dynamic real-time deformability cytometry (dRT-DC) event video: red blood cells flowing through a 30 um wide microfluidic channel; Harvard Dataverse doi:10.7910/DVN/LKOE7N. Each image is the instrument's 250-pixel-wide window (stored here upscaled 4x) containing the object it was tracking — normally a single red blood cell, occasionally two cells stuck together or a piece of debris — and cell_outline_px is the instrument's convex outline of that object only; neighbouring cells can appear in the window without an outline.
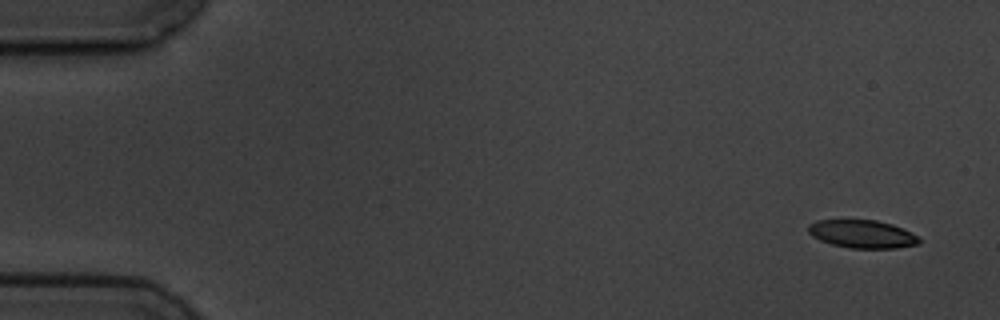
{"species": "common noctule bat (a hibernating species)", "species_latin": "Nyctalus noctula", "temperature_condition": "cold", "stored_images_in_passage": 5, "camera_frame_rate_fps": 3000, "um_per_image_px": 0.085, "animal": {"sex": "male", "body_mass_g": 19.5, "forearm_length_mm": 54.6}, "frame": {"image": 1, "passage_image": 1, "time_ms": 0.0, "image_size_px": [1000, 320], "cell_outline_px": [[920, 244], [896, 248], [848, 248], [832, 244], [820, 240], [812, 236], [808, 232], [808, 224], [816, 220], [876, 220], [892, 224], [912, 232], [920, 236]], "centroid_in_image_um": [73.31, 19.89], "position_along_channel_um": 11.7, "area_um2": 18.26}}
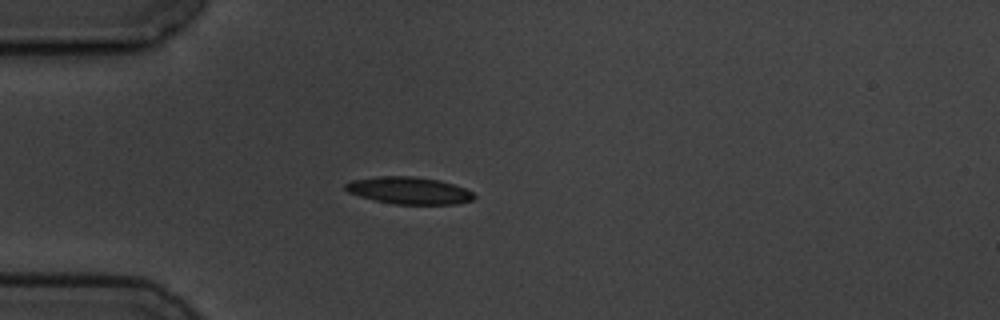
{"frame": {"image": 2, "passage_image": 5, "time_ms": 4.333, "image_size_px": [1000, 320], "cell_outline_px": [[476, 196], [472, 200], [456, 204], [396, 204], [376, 200], [360, 196], [348, 192], [344, 188], [344, 184], [352, 180], [376, 176], [412, 176], [440, 180], [464, 188], [472, 192]], "centroid_in_image_um": [34.76, 16.18], "position_along_channel_um": 50.2, "area_um2": 20.23}}